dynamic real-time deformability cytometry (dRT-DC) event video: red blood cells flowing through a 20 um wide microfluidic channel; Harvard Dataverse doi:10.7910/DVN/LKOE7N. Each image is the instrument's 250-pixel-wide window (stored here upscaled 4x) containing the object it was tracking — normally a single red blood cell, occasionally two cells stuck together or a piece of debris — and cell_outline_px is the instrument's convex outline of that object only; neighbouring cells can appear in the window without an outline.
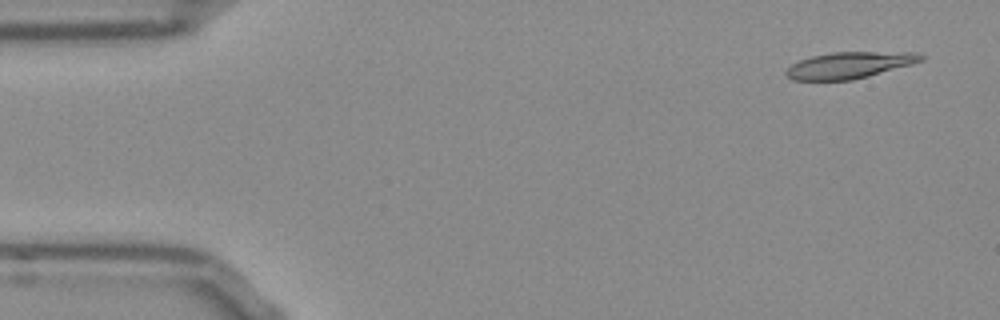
{"species": "Egyptian fruit bat (a non-hibernating species)", "species_latin": "Rousettus aegyptiacus", "temperature_condition": "room temperature", "stored_images_in_passage": 46, "camera_frame_rate_fps": 3000, "um_per_image_px": 0.085, "frame": {"image": 1, "passage_image": 1, "time_ms": 0.0, "image_size_px": [1000, 320], "cell_outline_px": [[924, 60], [912, 64], [868, 76], [852, 80], [792, 80], [784, 76], [784, 72], [792, 64], [800, 60], [812, 56], [832, 52], [916, 52], [924, 56]], "centroid_in_image_um": [72.18, 5.54], "position_along_channel_um": 12.8, "area_um2": 20.81}}
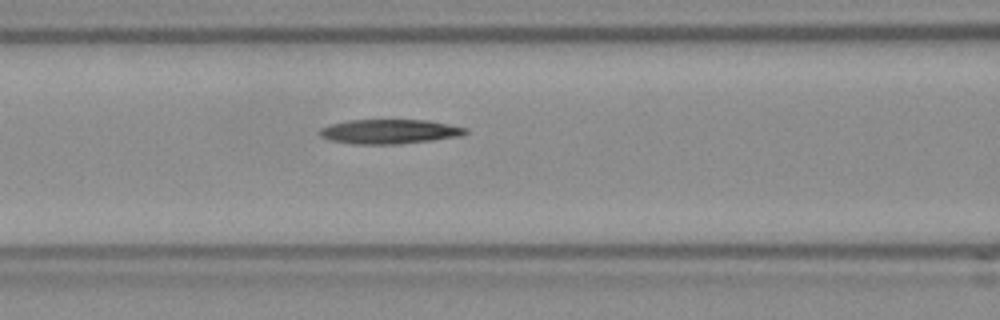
{"frame": {"image": 2, "passage_image": 19, "time_ms": 6.0, "image_size_px": [1000, 320], "cell_outline_px": [[468, 132], [460, 136], [432, 140], [396, 144], [352, 144], [328, 140], [320, 136], [320, 128], [332, 124], [348, 120], [428, 120], [468, 128]], "centroid_in_image_um": [33.1, 11.18], "position_along_channel_um": 133.5, "area_um2": 20.75}}
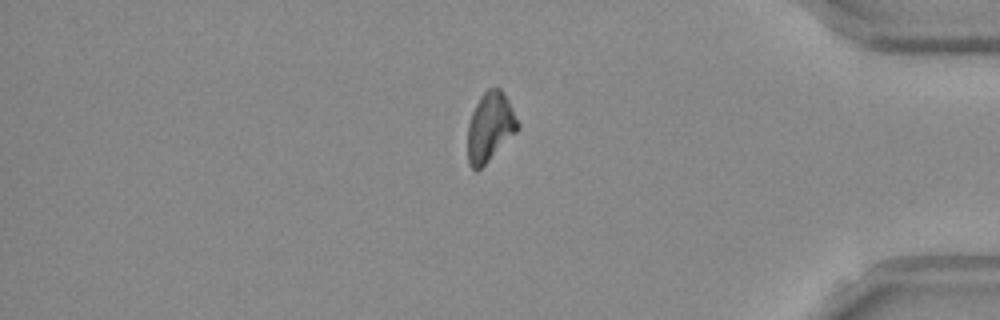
{"frame": {"image": 3, "passage_image": 42, "time_ms": 13.667, "image_size_px": [1000, 320], "cell_outline_px": [[520, 128], [476, 172], [468, 164], [468, 124], [472, 112], [480, 96], [488, 88], [500, 88], [508, 100], [520, 124]], "centroid_in_image_um": [41.65, 10.78], "position_along_channel_um": 393.6, "area_um2": 19.88}}